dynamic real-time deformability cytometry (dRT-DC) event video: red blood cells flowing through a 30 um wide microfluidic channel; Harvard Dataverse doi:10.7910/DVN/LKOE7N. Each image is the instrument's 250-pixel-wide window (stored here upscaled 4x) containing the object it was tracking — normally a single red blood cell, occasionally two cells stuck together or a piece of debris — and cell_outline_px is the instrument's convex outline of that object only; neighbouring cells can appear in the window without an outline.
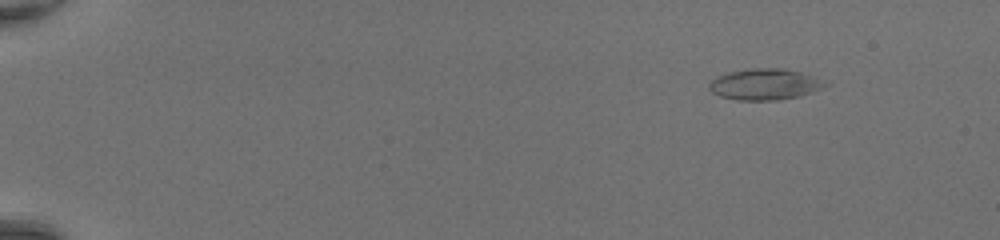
{"species": "common noctule bat (a hibernating species)", "species_latin": "Nyctalus noctula", "temperature_condition": "room temperature", "stored_images_in_passage": 44, "camera_frame_rate_fps": 3000, "um_per_image_px": 0.085, "animal": {"sex": "female", "body_mass_g": 20.0, "forearm_length_mm": 54.0}, "frame": {"image": 1, "passage_image": 1, "time_ms": 0.0, "image_size_px": [1000, 240], "cell_outline_px": [[832, 84], [824, 88], [800, 96], [776, 100], [736, 100], [720, 96], [712, 92], [708, 88], [708, 80], [716, 76], [728, 72], [748, 68], [784, 68], [800, 72], [812, 76]], "centroid_in_image_um": [64.99, 7.16], "position_along_channel_um": 20.0, "area_um2": 21.39}}
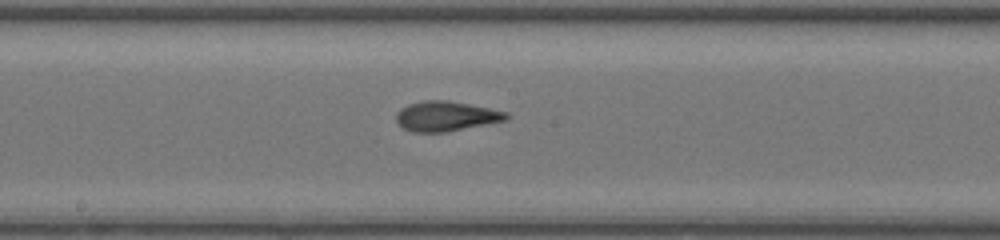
{"frame": {"image": 2, "passage_image": 24, "time_ms": 7.667, "image_size_px": [1000, 240], "cell_outline_px": [[512, 116], [508, 120], [448, 132], [412, 132], [404, 128], [396, 120], [396, 112], [400, 108], [408, 104], [424, 100], [444, 100], [468, 104], [508, 112]], "centroid_in_image_um": [37.94, 9.88], "position_along_channel_um": 210.3, "area_um2": 19.31}}
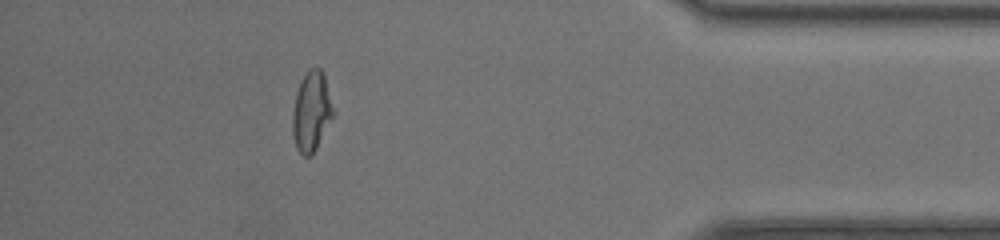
{"frame": {"image": 3, "passage_image": 40, "time_ms": 13.0, "image_size_px": [1000, 240], "cell_outline_px": [[336, 112], [312, 156], [304, 156], [296, 148], [292, 132], [292, 116], [296, 92], [300, 80], [308, 68], [320, 68], [324, 72]], "centroid_in_image_um": [26.5, 9.45], "position_along_channel_um": 408.7, "area_um2": 19.42}, "authors_computed_cell_mechanics": {"area_um2": 19.2474, "velocity_mm_per_s": 4.3849, "shape_relaxation_time_tau1_ms": null, "shape_relaxation_time_tau2_ms": 1.2714, "deformation_change_tau1": null, "deformation_change_tau2": 0.0806}}